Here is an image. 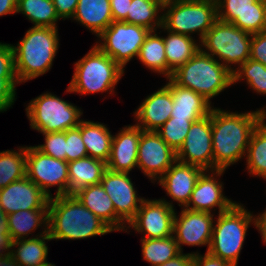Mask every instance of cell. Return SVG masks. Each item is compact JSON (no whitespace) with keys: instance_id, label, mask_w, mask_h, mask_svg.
<instances>
[{"instance_id":"cell-1","label":"cell","mask_w":266,"mask_h":266,"mask_svg":"<svg viewBox=\"0 0 266 266\" xmlns=\"http://www.w3.org/2000/svg\"><path fill=\"white\" fill-rule=\"evenodd\" d=\"M213 170H226L247 153L254 129L266 118L263 108L254 112L233 113L212 108Z\"/></svg>"},{"instance_id":"cell-2","label":"cell","mask_w":266,"mask_h":266,"mask_svg":"<svg viewBox=\"0 0 266 266\" xmlns=\"http://www.w3.org/2000/svg\"><path fill=\"white\" fill-rule=\"evenodd\" d=\"M113 230L74 195L54 196L48 204V234L51 240L87 239Z\"/></svg>"},{"instance_id":"cell-3","label":"cell","mask_w":266,"mask_h":266,"mask_svg":"<svg viewBox=\"0 0 266 266\" xmlns=\"http://www.w3.org/2000/svg\"><path fill=\"white\" fill-rule=\"evenodd\" d=\"M58 37L57 28L33 26L17 46L12 45L19 83L39 77L51 69L59 47Z\"/></svg>"},{"instance_id":"cell-4","label":"cell","mask_w":266,"mask_h":266,"mask_svg":"<svg viewBox=\"0 0 266 266\" xmlns=\"http://www.w3.org/2000/svg\"><path fill=\"white\" fill-rule=\"evenodd\" d=\"M171 79L177 85L202 95L209 102L233 85L232 71L201 49L174 71Z\"/></svg>"},{"instance_id":"cell-5","label":"cell","mask_w":266,"mask_h":266,"mask_svg":"<svg viewBox=\"0 0 266 266\" xmlns=\"http://www.w3.org/2000/svg\"><path fill=\"white\" fill-rule=\"evenodd\" d=\"M75 72L67 92L90 94L97 92L113 93L114 86L123 76L122 69L111 57L96 45L75 64Z\"/></svg>"},{"instance_id":"cell-6","label":"cell","mask_w":266,"mask_h":266,"mask_svg":"<svg viewBox=\"0 0 266 266\" xmlns=\"http://www.w3.org/2000/svg\"><path fill=\"white\" fill-rule=\"evenodd\" d=\"M164 9L161 29L187 36L198 32L200 41L217 20L216 0H164Z\"/></svg>"},{"instance_id":"cell-7","label":"cell","mask_w":266,"mask_h":266,"mask_svg":"<svg viewBox=\"0 0 266 266\" xmlns=\"http://www.w3.org/2000/svg\"><path fill=\"white\" fill-rule=\"evenodd\" d=\"M254 217L239 203L218 214L208 252L237 266L247 229L254 223Z\"/></svg>"},{"instance_id":"cell-8","label":"cell","mask_w":266,"mask_h":266,"mask_svg":"<svg viewBox=\"0 0 266 266\" xmlns=\"http://www.w3.org/2000/svg\"><path fill=\"white\" fill-rule=\"evenodd\" d=\"M251 39L252 34L217 19L200 42L206 50L200 49L212 57L217 56L218 61L233 72L234 68L229 64L240 66L249 59Z\"/></svg>"},{"instance_id":"cell-9","label":"cell","mask_w":266,"mask_h":266,"mask_svg":"<svg viewBox=\"0 0 266 266\" xmlns=\"http://www.w3.org/2000/svg\"><path fill=\"white\" fill-rule=\"evenodd\" d=\"M32 129L40 133L61 132L77 127L83 112L71 103L44 93L30 101L25 109Z\"/></svg>"},{"instance_id":"cell-10","label":"cell","mask_w":266,"mask_h":266,"mask_svg":"<svg viewBox=\"0 0 266 266\" xmlns=\"http://www.w3.org/2000/svg\"><path fill=\"white\" fill-rule=\"evenodd\" d=\"M151 30L144 26L113 21L98 37L103 40L96 46L111 57L122 69L139 50Z\"/></svg>"},{"instance_id":"cell-11","label":"cell","mask_w":266,"mask_h":266,"mask_svg":"<svg viewBox=\"0 0 266 266\" xmlns=\"http://www.w3.org/2000/svg\"><path fill=\"white\" fill-rule=\"evenodd\" d=\"M26 176L50 198L51 186H58L55 196L68 195V162L48 156L35 146H26Z\"/></svg>"},{"instance_id":"cell-12","label":"cell","mask_w":266,"mask_h":266,"mask_svg":"<svg viewBox=\"0 0 266 266\" xmlns=\"http://www.w3.org/2000/svg\"><path fill=\"white\" fill-rule=\"evenodd\" d=\"M126 172L105 170L101 185L113 202L116 213V231H124L135 217L144 198L137 197V191Z\"/></svg>"},{"instance_id":"cell-13","label":"cell","mask_w":266,"mask_h":266,"mask_svg":"<svg viewBox=\"0 0 266 266\" xmlns=\"http://www.w3.org/2000/svg\"><path fill=\"white\" fill-rule=\"evenodd\" d=\"M175 209L164 199H144L129 227L144 234L142 239L167 238L173 235Z\"/></svg>"},{"instance_id":"cell-14","label":"cell","mask_w":266,"mask_h":266,"mask_svg":"<svg viewBox=\"0 0 266 266\" xmlns=\"http://www.w3.org/2000/svg\"><path fill=\"white\" fill-rule=\"evenodd\" d=\"M176 156L182 163L213 171L211 114L192 123Z\"/></svg>"},{"instance_id":"cell-15","label":"cell","mask_w":266,"mask_h":266,"mask_svg":"<svg viewBox=\"0 0 266 266\" xmlns=\"http://www.w3.org/2000/svg\"><path fill=\"white\" fill-rule=\"evenodd\" d=\"M217 19L250 34L266 31V0H216Z\"/></svg>"},{"instance_id":"cell-16","label":"cell","mask_w":266,"mask_h":266,"mask_svg":"<svg viewBox=\"0 0 266 266\" xmlns=\"http://www.w3.org/2000/svg\"><path fill=\"white\" fill-rule=\"evenodd\" d=\"M176 161V152L156 131H142L138 145L137 167L147 177L151 180L159 179Z\"/></svg>"},{"instance_id":"cell-17","label":"cell","mask_w":266,"mask_h":266,"mask_svg":"<svg viewBox=\"0 0 266 266\" xmlns=\"http://www.w3.org/2000/svg\"><path fill=\"white\" fill-rule=\"evenodd\" d=\"M213 215L208 212L192 211L186 208L181 210L180 218L174 215L173 235L180 251L181 245L202 246L208 245L209 250L212 232Z\"/></svg>"},{"instance_id":"cell-18","label":"cell","mask_w":266,"mask_h":266,"mask_svg":"<svg viewBox=\"0 0 266 266\" xmlns=\"http://www.w3.org/2000/svg\"><path fill=\"white\" fill-rule=\"evenodd\" d=\"M50 197L27 176L0 189V208L7 214L32 209H48Z\"/></svg>"},{"instance_id":"cell-19","label":"cell","mask_w":266,"mask_h":266,"mask_svg":"<svg viewBox=\"0 0 266 266\" xmlns=\"http://www.w3.org/2000/svg\"><path fill=\"white\" fill-rule=\"evenodd\" d=\"M225 170H214L208 175L204 171L197 180L186 209L211 213V209L218 207L219 214L229 210L236 202L223 195V186L214 176H221ZM192 205V206H191Z\"/></svg>"},{"instance_id":"cell-20","label":"cell","mask_w":266,"mask_h":266,"mask_svg":"<svg viewBox=\"0 0 266 266\" xmlns=\"http://www.w3.org/2000/svg\"><path fill=\"white\" fill-rule=\"evenodd\" d=\"M203 169L190 164L176 161L168 170L157 179L173 201L185 208L190 201L191 194ZM181 204V205H180Z\"/></svg>"},{"instance_id":"cell-21","label":"cell","mask_w":266,"mask_h":266,"mask_svg":"<svg viewBox=\"0 0 266 266\" xmlns=\"http://www.w3.org/2000/svg\"><path fill=\"white\" fill-rule=\"evenodd\" d=\"M173 108L171 78L158 91L149 95L134 112L139 123L135 124L144 131H156L170 117Z\"/></svg>"},{"instance_id":"cell-22","label":"cell","mask_w":266,"mask_h":266,"mask_svg":"<svg viewBox=\"0 0 266 266\" xmlns=\"http://www.w3.org/2000/svg\"><path fill=\"white\" fill-rule=\"evenodd\" d=\"M142 129L136 125H129L113 136L111 154L107 168L115 172H126L137 167L138 145Z\"/></svg>"},{"instance_id":"cell-23","label":"cell","mask_w":266,"mask_h":266,"mask_svg":"<svg viewBox=\"0 0 266 266\" xmlns=\"http://www.w3.org/2000/svg\"><path fill=\"white\" fill-rule=\"evenodd\" d=\"M173 108L171 117L197 121L210 114L211 102L197 92L177 85L171 79Z\"/></svg>"},{"instance_id":"cell-24","label":"cell","mask_w":266,"mask_h":266,"mask_svg":"<svg viewBox=\"0 0 266 266\" xmlns=\"http://www.w3.org/2000/svg\"><path fill=\"white\" fill-rule=\"evenodd\" d=\"M106 169L104 161L89 156L68 162V195L89 185L100 184Z\"/></svg>"},{"instance_id":"cell-25","label":"cell","mask_w":266,"mask_h":266,"mask_svg":"<svg viewBox=\"0 0 266 266\" xmlns=\"http://www.w3.org/2000/svg\"><path fill=\"white\" fill-rule=\"evenodd\" d=\"M72 19L98 37L113 22L110 0H78Z\"/></svg>"},{"instance_id":"cell-26","label":"cell","mask_w":266,"mask_h":266,"mask_svg":"<svg viewBox=\"0 0 266 266\" xmlns=\"http://www.w3.org/2000/svg\"><path fill=\"white\" fill-rule=\"evenodd\" d=\"M73 195L113 231H116L115 208L101 184L81 188Z\"/></svg>"},{"instance_id":"cell-27","label":"cell","mask_w":266,"mask_h":266,"mask_svg":"<svg viewBox=\"0 0 266 266\" xmlns=\"http://www.w3.org/2000/svg\"><path fill=\"white\" fill-rule=\"evenodd\" d=\"M86 147L87 156L108 162L113 135L106 125L92 121H81L77 126Z\"/></svg>"},{"instance_id":"cell-28","label":"cell","mask_w":266,"mask_h":266,"mask_svg":"<svg viewBox=\"0 0 266 266\" xmlns=\"http://www.w3.org/2000/svg\"><path fill=\"white\" fill-rule=\"evenodd\" d=\"M168 32V36L163 37L165 43V55L168 66V79L171 78L174 71L183 66L191 59L201 48L197 45L192 36L179 33Z\"/></svg>"},{"instance_id":"cell-29","label":"cell","mask_w":266,"mask_h":266,"mask_svg":"<svg viewBox=\"0 0 266 266\" xmlns=\"http://www.w3.org/2000/svg\"><path fill=\"white\" fill-rule=\"evenodd\" d=\"M51 240L48 234V225H45L44 231L36 238L14 240L12 248L18 247L17 250H11V254L20 266H39L47 262L48 246L46 241Z\"/></svg>"},{"instance_id":"cell-30","label":"cell","mask_w":266,"mask_h":266,"mask_svg":"<svg viewBox=\"0 0 266 266\" xmlns=\"http://www.w3.org/2000/svg\"><path fill=\"white\" fill-rule=\"evenodd\" d=\"M163 4L164 0H132L124 22L156 31L157 28L162 27V15L158 13L163 10Z\"/></svg>"},{"instance_id":"cell-31","label":"cell","mask_w":266,"mask_h":266,"mask_svg":"<svg viewBox=\"0 0 266 266\" xmlns=\"http://www.w3.org/2000/svg\"><path fill=\"white\" fill-rule=\"evenodd\" d=\"M42 224L48 225V209L23 210L8 215V225L13 241L26 239L32 230H36Z\"/></svg>"},{"instance_id":"cell-32","label":"cell","mask_w":266,"mask_h":266,"mask_svg":"<svg viewBox=\"0 0 266 266\" xmlns=\"http://www.w3.org/2000/svg\"><path fill=\"white\" fill-rule=\"evenodd\" d=\"M137 58L150 70L164 74L168 79V66L163 36L160 37L155 31H150L139 50Z\"/></svg>"},{"instance_id":"cell-33","label":"cell","mask_w":266,"mask_h":266,"mask_svg":"<svg viewBox=\"0 0 266 266\" xmlns=\"http://www.w3.org/2000/svg\"><path fill=\"white\" fill-rule=\"evenodd\" d=\"M264 120L254 129L245 156L250 175L266 179V124Z\"/></svg>"},{"instance_id":"cell-34","label":"cell","mask_w":266,"mask_h":266,"mask_svg":"<svg viewBox=\"0 0 266 266\" xmlns=\"http://www.w3.org/2000/svg\"><path fill=\"white\" fill-rule=\"evenodd\" d=\"M22 13L34 26L57 28L59 17L52 0H17L16 13Z\"/></svg>"},{"instance_id":"cell-35","label":"cell","mask_w":266,"mask_h":266,"mask_svg":"<svg viewBox=\"0 0 266 266\" xmlns=\"http://www.w3.org/2000/svg\"><path fill=\"white\" fill-rule=\"evenodd\" d=\"M0 152V189L26 176V147Z\"/></svg>"},{"instance_id":"cell-36","label":"cell","mask_w":266,"mask_h":266,"mask_svg":"<svg viewBox=\"0 0 266 266\" xmlns=\"http://www.w3.org/2000/svg\"><path fill=\"white\" fill-rule=\"evenodd\" d=\"M143 259L157 266L181 253L174 236L167 238L141 239Z\"/></svg>"},{"instance_id":"cell-37","label":"cell","mask_w":266,"mask_h":266,"mask_svg":"<svg viewBox=\"0 0 266 266\" xmlns=\"http://www.w3.org/2000/svg\"><path fill=\"white\" fill-rule=\"evenodd\" d=\"M236 69L232 72L233 84L245 77L247 84L254 91L266 95V66L264 64L249 58Z\"/></svg>"},{"instance_id":"cell-38","label":"cell","mask_w":266,"mask_h":266,"mask_svg":"<svg viewBox=\"0 0 266 266\" xmlns=\"http://www.w3.org/2000/svg\"><path fill=\"white\" fill-rule=\"evenodd\" d=\"M193 122L195 121L170 117L156 130V132L175 152H177L185 141Z\"/></svg>"},{"instance_id":"cell-39","label":"cell","mask_w":266,"mask_h":266,"mask_svg":"<svg viewBox=\"0 0 266 266\" xmlns=\"http://www.w3.org/2000/svg\"><path fill=\"white\" fill-rule=\"evenodd\" d=\"M45 144L35 146L42 153L66 161V131L42 133Z\"/></svg>"},{"instance_id":"cell-40","label":"cell","mask_w":266,"mask_h":266,"mask_svg":"<svg viewBox=\"0 0 266 266\" xmlns=\"http://www.w3.org/2000/svg\"><path fill=\"white\" fill-rule=\"evenodd\" d=\"M66 162L87 157L86 147L78 127L66 130Z\"/></svg>"},{"instance_id":"cell-41","label":"cell","mask_w":266,"mask_h":266,"mask_svg":"<svg viewBox=\"0 0 266 266\" xmlns=\"http://www.w3.org/2000/svg\"><path fill=\"white\" fill-rule=\"evenodd\" d=\"M19 81L16 75H0V112L7 111L13 105L16 96V84Z\"/></svg>"},{"instance_id":"cell-42","label":"cell","mask_w":266,"mask_h":266,"mask_svg":"<svg viewBox=\"0 0 266 266\" xmlns=\"http://www.w3.org/2000/svg\"><path fill=\"white\" fill-rule=\"evenodd\" d=\"M249 58L266 66V31L252 34Z\"/></svg>"},{"instance_id":"cell-43","label":"cell","mask_w":266,"mask_h":266,"mask_svg":"<svg viewBox=\"0 0 266 266\" xmlns=\"http://www.w3.org/2000/svg\"><path fill=\"white\" fill-rule=\"evenodd\" d=\"M0 75H16L14 50L11 44L0 43Z\"/></svg>"},{"instance_id":"cell-44","label":"cell","mask_w":266,"mask_h":266,"mask_svg":"<svg viewBox=\"0 0 266 266\" xmlns=\"http://www.w3.org/2000/svg\"><path fill=\"white\" fill-rule=\"evenodd\" d=\"M56 13L59 17V19H66V18H72L77 4L78 0H52Z\"/></svg>"},{"instance_id":"cell-45","label":"cell","mask_w":266,"mask_h":266,"mask_svg":"<svg viewBox=\"0 0 266 266\" xmlns=\"http://www.w3.org/2000/svg\"><path fill=\"white\" fill-rule=\"evenodd\" d=\"M132 0H110L113 21H124L130 8Z\"/></svg>"},{"instance_id":"cell-46","label":"cell","mask_w":266,"mask_h":266,"mask_svg":"<svg viewBox=\"0 0 266 266\" xmlns=\"http://www.w3.org/2000/svg\"><path fill=\"white\" fill-rule=\"evenodd\" d=\"M193 266H234L231 263L215 257L206 251L204 256L194 253Z\"/></svg>"},{"instance_id":"cell-47","label":"cell","mask_w":266,"mask_h":266,"mask_svg":"<svg viewBox=\"0 0 266 266\" xmlns=\"http://www.w3.org/2000/svg\"><path fill=\"white\" fill-rule=\"evenodd\" d=\"M193 258V253L183 254V252H181L176 257L157 266H193Z\"/></svg>"},{"instance_id":"cell-48","label":"cell","mask_w":266,"mask_h":266,"mask_svg":"<svg viewBox=\"0 0 266 266\" xmlns=\"http://www.w3.org/2000/svg\"><path fill=\"white\" fill-rule=\"evenodd\" d=\"M17 11V0H0V16L15 14Z\"/></svg>"},{"instance_id":"cell-49","label":"cell","mask_w":266,"mask_h":266,"mask_svg":"<svg viewBox=\"0 0 266 266\" xmlns=\"http://www.w3.org/2000/svg\"><path fill=\"white\" fill-rule=\"evenodd\" d=\"M254 224L256 228L260 231L262 239L266 244V210L264 211L263 214H260L254 218Z\"/></svg>"},{"instance_id":"cell-50","label":"cell","mask_w":266,"mask_h":266,"mask_svg":"<svg viewBox=\"0 0 266 266\" xmlns=\"http://www.w3.org/2000/svg\"><path fill=\"white\" fill-rule=\"evenodd\" d=\"M0 237H11L8 225V215L1 208H0Z\"/></svg>"},{"instance_id":"cell-51","label":"cell","mask_w":266,"mask_h":266,"mask_svg":"<svg viewBox=\"0 0 266 266\" xmlns=\"http://www.w3.org/2000/svg\"><path fill=\"white\" fill-rule=\"evenodd\" d=\"M12 244H13V240L11 237H0V256L10 254L12 250ZM3 250L7 252L5 253V251Z\"/></svg>"},{"instance_id":"cell-52","label":"cell","mask_w":266,"mask_h":266,"mask_svg":"<svg viewBox=\"0 0 266 266\" xmlns=\"http://www.w3.org/2000/svg\"><path fill=\"white\" fill-rule=\"evenodd\" d=\"M0 266H20V265L14 259L13 255L10 253L0 256Z\"/></svg>"},{"instance_id":"cell-53","label":"cell","mask_w":266,"mask_h":266,"mask_svg":"<svg viewBox=\"0 0 266 266\" xmlns=\"http://www.w3.org/2000/svg\"><path fill=\"white\" fill-rule=\"evenodd\" d=\"M39 266H55V264H51L50 262H44L43 264H40Z\"/></svg>"}]
</instances>
